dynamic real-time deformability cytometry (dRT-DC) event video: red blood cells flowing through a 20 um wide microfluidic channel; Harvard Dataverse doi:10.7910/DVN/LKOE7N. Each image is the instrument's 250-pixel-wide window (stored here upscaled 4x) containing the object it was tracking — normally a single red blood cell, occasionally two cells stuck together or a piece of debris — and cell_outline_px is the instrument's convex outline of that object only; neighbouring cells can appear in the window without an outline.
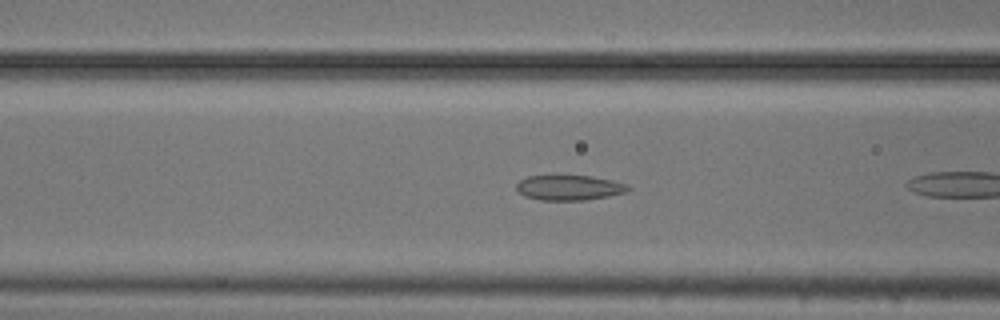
{"species": "common noctule bat (a hibernating species)", "species_latin": "Nyctalus noctula", "temperature_condition": "cold", "stored_images_in_passage": 7, "camera_frame_rate_fps": 3000, "um_per_image_px": 0.085, "animal": {"sex": "male", "body_mass_g": 20.5, "forearm_length_mm": 52.5}, "frame": {"image": 1, "passage_image": 6, "time_ms": 1.667, "image_size_px": [1000, 320], "cell_outline_px": [[632, 188], [628, 192], [608, 196], [584, 200], [540, 200], [524, 196], [516, 188], [516, 184], [520, 180], [528, 176], [592, 176], [612, 180], [628, 184]], "centroid_in_image_um": [48.42, 15.95], "position_along_channel_um": 118.2, "area_um2": 16.36}}